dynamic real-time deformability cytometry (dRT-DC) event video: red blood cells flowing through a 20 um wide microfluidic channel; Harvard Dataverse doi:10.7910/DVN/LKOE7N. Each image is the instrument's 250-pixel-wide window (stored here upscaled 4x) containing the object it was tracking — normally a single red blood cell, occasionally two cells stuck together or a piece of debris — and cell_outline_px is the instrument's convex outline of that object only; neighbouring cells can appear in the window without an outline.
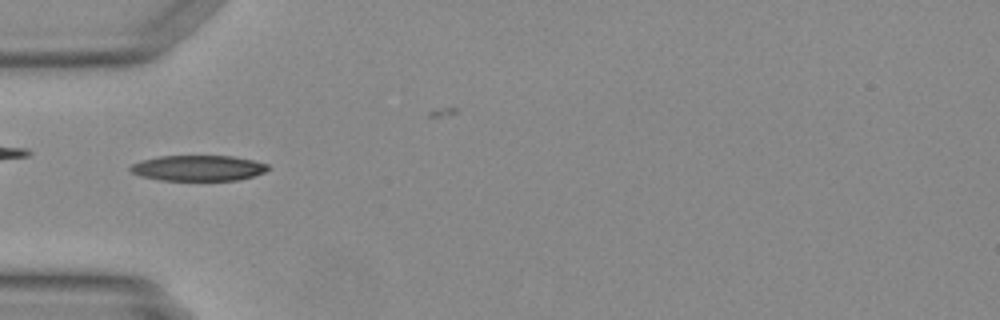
{"species": "Egyptian fruit bat (a non-hibernating species)", "species_latin": "Rousettus aegyptiacus", "temperature_condition": "warm", "stored_images_in_passage": 38, "camera_frame_rate_fps": 3000, "um_per_image_px": 0.085, "animal": {"sex": "female"}, "frame": {"image": 1, "passage_image": 6, "time_ms": 1.667, "image_size_px": [1000, 320], "cell_outline_px": [[272, 168], [264, 172], [252, 176], [236, 180], [160, 180], [140, 176], [132, 172], [128, 168], [132, 164], [144, 160], [160, 156], [232, 156], [252, 160], [268, 164]], "centroid_in_image_um": [16.86, 14.28], "position_along_channel_um": 68.1, "area_um2": 20.4}}